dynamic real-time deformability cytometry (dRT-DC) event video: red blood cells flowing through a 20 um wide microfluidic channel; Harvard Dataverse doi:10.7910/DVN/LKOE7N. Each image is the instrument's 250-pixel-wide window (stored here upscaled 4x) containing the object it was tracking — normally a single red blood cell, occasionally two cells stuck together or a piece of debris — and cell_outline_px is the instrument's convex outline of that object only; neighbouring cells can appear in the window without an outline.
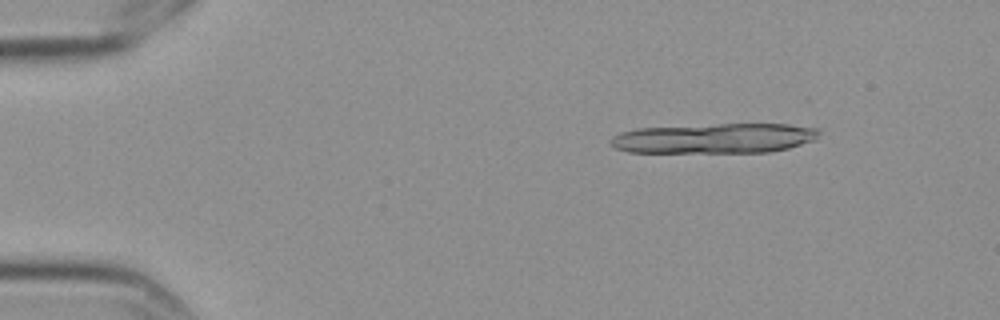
{"species": "Egyptian fruit bat (a non-hibernating species)", "species_latin": "Rousettus aegyptiacus", "temperature_condition": "cold", "stored_images_in_passage": 5, "camera_frame_rate_fps": 3000, "um_per_image_px": 0.085, "frame": {"image": 1, "passage_image": 2, "time_ms": 0.333, "image_size_px": [1000, 320], "cell_outline_px": [[820, 132], [816, 140], [788, 148], [768, 152], [628, 152], [616, 148], [608, 140], [612, 136], [620, 132], [636, 128], [716, 124], [788, 124], [820, 128]], "centroid_in_image_um": [60.75, 11.75], "position_along_channel_um": 24.3, "area_um2": 36.59}}
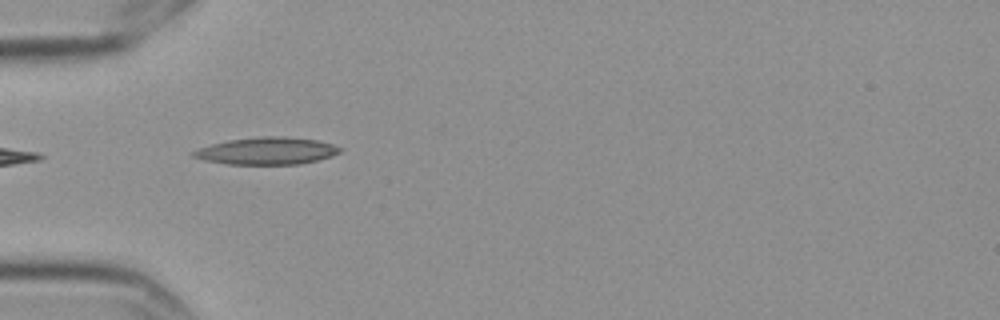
{"frame": {"image": 2, "passage_image": 5, "time_ms": 1.333, "image_size_px": [1000, 320], "cell_outline_px": [[340, 152], [332, 156], [300, 164], [228, 164], [204, 160], [192, 156], [188, 152], [212, 144], [228, 140], [264, 136], [284, 136], [316, 140], [332, 144], [340, 148]], "centroid_in_image_um": [22.65, 12.83], "position_along_channel_um": 62.4, "area_um2": 23.06}}